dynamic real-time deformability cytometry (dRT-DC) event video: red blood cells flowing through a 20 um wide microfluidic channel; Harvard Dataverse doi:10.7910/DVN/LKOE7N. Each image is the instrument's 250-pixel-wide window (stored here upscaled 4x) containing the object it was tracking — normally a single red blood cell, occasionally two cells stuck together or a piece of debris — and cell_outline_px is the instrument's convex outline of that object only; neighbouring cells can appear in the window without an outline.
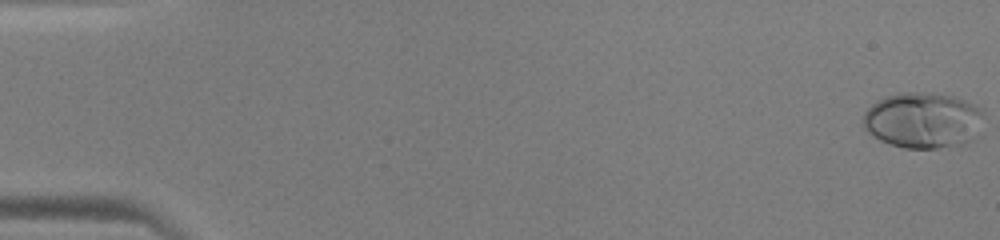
{"species": "human", "species_latin": "Homo sapiens", "temperature_condition": "warm", "stored_images_in_passage": 48, "camera_frame_rate_fps": 3000, "um_per_image_px": 0.085, "donor": {"sex": "male"}, "frame": {"image": 1, "passage_image": 1, "time_ms": 0.0, "image_size_px": [1000, 240], "cell_outline_px": [[980, 112], [952, 144], [936, 148], [904, 148], [880, 140], [868, 132], [864, 128], [864, 112], [872, 104], [888, 96], [904, 92], [916, 92], [952, 96], [964, 100], [980, 108]], "centroid_in_image_um": [78.14, 10.16], "position_along_channel_um": 6.9, "area_um2": 35.89}}
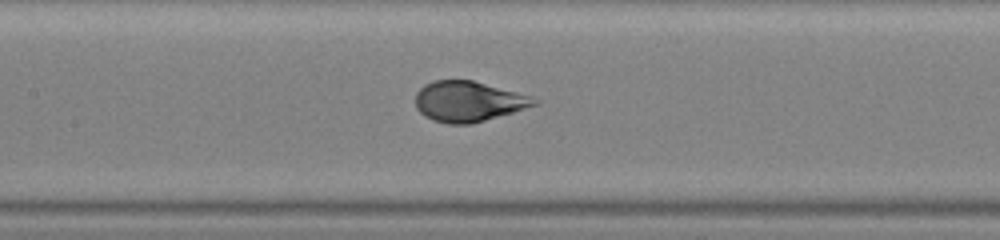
{"frame": {"image": 2, "passage_image": 24, "time_ms": 7.667, "image_size_px": [1000, 240], "cell_outline_px": [[540, 104], [472, 124], [448, 124], [432, 120], [424, 116], [416, 108], [416, 92], [424, 84], [432, 80], [472, 80], [532, 96], [540, 100]], "centroid_in_image_um": [39.81, 8.62], "position_along_channel_um": 167.6, "area_um2": 28.15}}
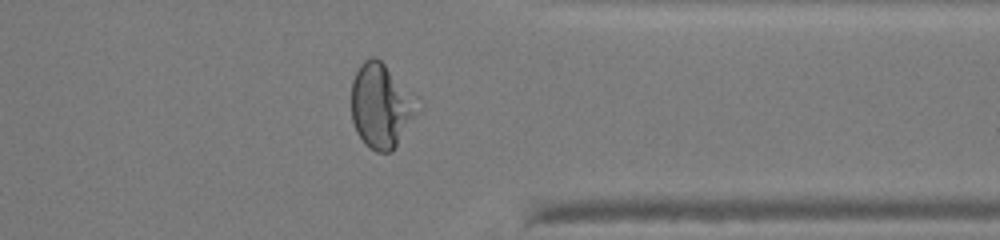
{"frame": {"image": 3, "passage_image": 39, "time_ms": 12.667, "image_size_px": [1000, 240], "cell_outline_px": [[412, 112], [392, 152], [376, 152], [364, 144], [356, 132], [352, 120], [352, 80], [360, 64], [364, 60], [372, 56], [376, 56], [384, 64], [408, 100]], "centroid_in_image_um": [32.15, 9.03], "position_along_channel_um": 379.2, "area_um2": 29.42}}